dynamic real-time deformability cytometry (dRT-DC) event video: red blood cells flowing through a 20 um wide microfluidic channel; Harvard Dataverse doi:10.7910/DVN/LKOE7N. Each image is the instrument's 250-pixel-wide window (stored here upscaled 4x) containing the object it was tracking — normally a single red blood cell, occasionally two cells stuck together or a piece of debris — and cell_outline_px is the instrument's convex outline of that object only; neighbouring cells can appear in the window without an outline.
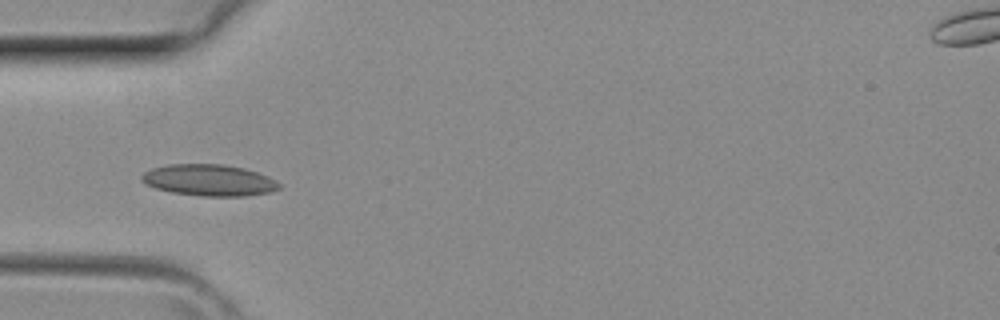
{"species": "common noctule bat (a hibernating species)", "species_latin": "Nyctalus noctula", "temperature_condition": "room temperature", "stored_images_in_passage": 5, "camera_frame_rate_fps": 3000, "um_per_image_px": 0.085, "animal": {"sex": "female", "body_mass_g": 29.2, "forearm_length_mm": 56.3}, "frame": {"image": 1, "passage_image": 4, "time_ms": 1.0, "image_size_px": [1000, 320], "cell_outline_px": [[280, 188], [268, 192], [244, 196], [200, 196], [172, 192], [156, 188], [140, 180], [140, 176], [144, 172], [152, 168], [168, 164], [224, 164], [244, 168], [268, 176], [280, 184]], "centroid_in_image_um": [17.75, 15.31], "position_along_channel_um": 67.3, "area_um2": 25.09}}
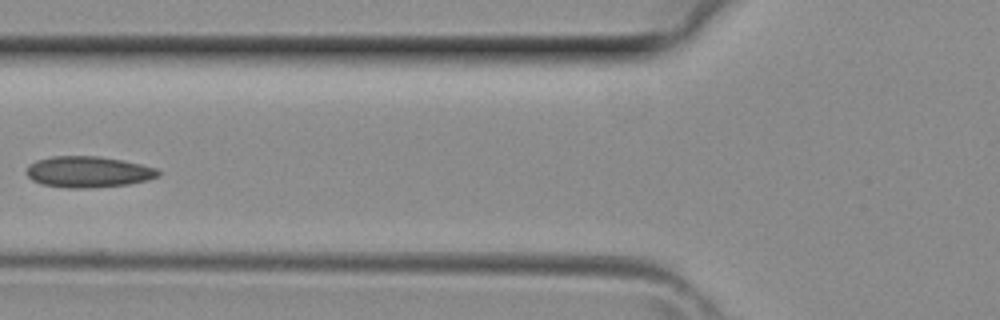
{"frame": {"image": 2, "passage_image": 5, "time_ms": 1.333, "image_size_px": [1000, 320], "cell_outline_px": [[160, 176], [148, 180], [128, 184], [88, 188], [68, 188], [40, 184], [32, 180], [24, 172], [28, 164], [36, 160], [52, 156], [100, 156], [124, 160], [156, 168], [160, 172]], "centroid_in_image_um": [7.47, 14.6], "position_along_channel_um": 118.3, "area_um2": 24.16}}